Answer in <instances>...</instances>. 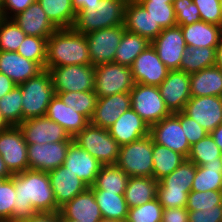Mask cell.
I'll return each mask as SVG.
<instances>
[{
    "label": "cell",
    "mask_w": 222,
    "mask_h": 222,
    "mask_svg": "<svg viewBox=\"0 0 222 222\" xmlns=\"http://www.w3.org/2000/svg\"><path fill=\"white\" fill-rule=\"evenodd\" d=\"M16 202L12 212V222H22L35 213L59 212L47 172L25 170L13 174Z\"/></svg>",
    "instance_id": "6da1fadb"
},
{
    "label": "cell",
    "mask_w": 222,
    "mask_h": 222,
    "mask_svg": "<svg viewBox=\"0 0 222 222\" xmlns=\"http://www.w3.org/2000/svg\"><path fill=\"white\" fill-rule=\"evenodd\" d=\"M18 127L27 145L73 141L62 126L46 116L26 119Z\"/></svg>",
    "instance_id": "5bb4252c"
},
{
    "label": "cell",
    "mask_w": 222,
    "mask_h": 222,
    "mask_svg": "<svg viewBox=\"0 0 222 222\" xmlns=\"http://www.w3.org/2000/svg\"><path fill=\"white\" fill-rule=\"evenodd\" d=\"M163 207L157 197L139 206L129 208L126 222H161Z\"/></svg>",
    "instance_id": "f6af8a7d"
},
{
    "label": "cell",
    "mask_w": 222,
    "mask_h": 222,
    "mask_svg": "<svg viewBox=\"0 0 222 222\" xmlns=\"http://www.w3.org/2000/svg\"><path fill=\"white\" fill-rule=\"evenodd\" d=\"M73 8L77 11L84 9L96 10L98 2L101 0H71Z\"/></svg>",
    "instance_id": "9f6ffc18"
},
{
    "label": "cell",
    "mask_w": 222,
    "mask_h": 222,
    "mask_svg": "<svg viewBox=\"0 0 222 222\" xmlns=\"http://www.w3.org/2000/svg\"><path fill=\"white\" fill-rule=\"evenodd\" d=\"M162 29L177 26L173 2L138 1Z\"/></svg>",
    "instance_id": "ee69618b"
},
{
    "label": "cell",
    "mask_w": 222,
    "mask_h": 222,
    "mask_svg": "<svg viewBox=\"0 0 222 222\" xmlns=\"http://www.w3.org/2000/svg\"><path fill=\"white\" fill-rule=\"evenodd\" d=\"M22 222H60L59 212L35 213L32 217Z\"/></svg>",
    "instance_id": "11a10c76"
},
{
    "label": "cell",
    "mask_w": 222,
    "mask_h": 222,
    "mask_svg": "<svg viewBox=\"0 0 222 222\" xmlns=\"http://www.w3.org/2000/svg\"><path fill=\"white\" fill-rule=\"evenodd\" d=\"M13 176V174L7 168L3 158L0 155V178L2 179H9Z\"/></svg>",
    "instance_id": "91938a15"
},
{
    "label": "cell",
    "mask_w": 222,
    "mask_h": 222,
    "mask_svg": "<svg viewBox=\"0 0 222 222\" xmlns=\"http://www.w3.org/2000/svg\"><path fill=\"white\" fill-rule=\"evenodd\" d=\"M162 222H189L185 207L163 208Z\"/></svg>",
    "instance_id": "db71d44e"
},
{
    "label": "cell",
    "mask_w": 222,
    "mask_h": 222,
    "mask_svg": "<svg viewBox=\"0 0 222 222\" xmlns=\"http://www.w3.org/2000/svg\"><path fill=\"white\" fill-rule=\"evenodd\" d=\"M216 47L187 48L180 63V70L191 75L215 66Z\"/></svg>",
    "instance_id": "74e56055"
},
{
    "label": "cell",
    "mask_w": 222,
    "mask_h": 222,
    "mask_svg": "<svg viewBox=\"0 0 222 222\" xmlns=\"http://www.w3.org/2000/svg\"><path fill=\"white\" fill-rule=\"evenodd\" d=\"M16 202L13 176L9 179L0 178V221L12 222V212Z\"/></svg>",
    "instance_id": "7dc6e473"
},
{
    "label": "cell",
    "mask_w": 222,
    "mask_h": 222,
    "mask_svg": "<svg viewBox=\"0 0 222 222\" xmlns=\"http://www.w3.org/2000/svg\"><path fill=\"white\" fill-rule=\"evenodd\" d=\"M62 166L68 168L90 187L94 184L102 164L72 141Z\"/></svg>",
    "instance_id": "44dd1931"
},
{
    "label": "cell",
    "mask_w": 222,
    "mask_h": 222,
    "mask_svg": "<svg viewBox=\"0 0 222 222\" xmlns=\"http://www.w3.org/2000/svg\"><path fill=\"white\" fill-rule=\"evenodd\" d=\"M48 175L59 208L89 187L76 174L63 166L48 172Z\"/></svg>",
    "instance_id": "603a6c76"
},
{
    "label": "cell",
    "mask_w": 222,
    "mask_h": 222,
    "mask_svg": "<svg viewBox=\"0 0 222 222\" xmlns=\"http://www.w3.org/2000/svg\"><path fill=\"white\" fill-rule=\"evenodd\" d=\"M158 181L153 177H129L124 198L129 208L143 205L155 199Z\"/></svg>",
    "instance_id": "4dcf8cb0"
},
{
    "label": "cell",
    "mask_w": 222,
    "mask_h": 222,
    "mask_svg": "<svg viewBox=\"0 0 222 222\" xmlns=\"http://www.w3.org/2000/svg\"><path fill=\"white\" fill-rule=\"evenodd\" d=\"M55 94H57L66 105L75 108L77 113H81L89 121L91 120L98 98L94 91L61 92Z\"/></svg>",
    "instance_id": "60d3db41"
},
{
    "label": "cell",
    "mask_w": 222,
    "mask_h": 222,
    "mask_svg": "<svg viewBox=\"0 0 222 222\" xmlns=\"http://www.w3.org/2000/svg\"><path fill=\"white\" fill-rule=\"evenodd\" d=\"M196 165L185 159L171 174L158 181L157 199L163 208L186 207Z\"/></svg>",
    "instance_id": "3957f363"
},
{
    "label": "cell",
    "mask_w": 222,
    "mask_h": 222,
    "mask_svg": "<svg viewBox=\"0 0 222 222\" xmlns=\"http://www.w3.org/2000/svg\"><path fill=\"white\" fill-rule=\"evenodd\" d=\"M0 18H3L2 12H1V0H0Z\"/></svg>",
    "instance_id": "003e7915"
},
{
    "label": "cell",
    "mask_w": 222,
    "mask_h": 222,
    "mask_svg": "<svg viewBox=\"0 0 222 222\" xmlns=\"http://www.w3.org/2000/svg\"><path fill=\"white\" fill-rule=\"evenodd\" d=\"M72 141L27 145L29 170L50 172L63 165Z\"/></svg>",
    "instance_id": "e0dca14e"
},
{
    "label": "cell",
    "mask_w": 222,
    "mask_h": 222,
    "mask_svg": "<svg viewBox=\"0 0 222 222\" xmlns=\"http://www.w3.org/2000/svg\"><path fill=\"white\" fill-rule=\"evenodd\" d=\"M216 205H222V190L190 191L186 209L188 211L204 210Z\"/></svg>",
    "instance_id": "bcb514c9"
},
{
    "label": "cell",
    "mask_w": 222,
    "mask_h": 222,
    "mask_svg": "<svg viewBox=\"0 0 222 222\" xmlns=\"http://www.w3.org/2000/svg\"><path fill=\"white\" fill-rule=\"evenodd\" d=\"M59 212L65 218L79 222H99L103 218L90 187L62 206Z\"/></svg>",
    "instance_id": "4316f807"
},
{
    "label": "cell",
    "mask_w": 222,
    "mask_h": 222,
    "mask_svg": "<svg viewBox=\"0 0 222 222\" xmlns=\"http://www.w3.org/2000/svg\"><path fill=\"white\" fill-rule=\"evenodd\" d=\"M131 108L130 92L97 98L90 123L108 129L128 109Z\"/></svg>",
    "instance_id": "ffe728a7"
},
{
    "label": "cell",
    "mask_w": 222,
    "mask_h": 222,
    "mask_svg": "<svg viewBox=\"0 0 222 222\" xmlns=\"http://www.w3.org/2000/svg\"><path fill=\"white\" fill-rule=\"evenodd\" d=\"M173 6L178 26L201 21L199 9L193 0H174Z\"/></svg>",
    "instance_id": "c3c4849f"
},
{
    "label": "cell",
    "mask_w": 222,
    "mask_h": 222,
    "mask_svg": "<svg viewBox=\"0 0 222 222\" xmlns=\"http://www.w3.org/2000/svg\"><path fill=\"white\" fill-rule=\"evenodd\" d=\"M129 176L115 165H102L91 189L124 194Z\"/></svg>",
    "instance_id": "8d00e7d4"
},
{
    "label": "cell",
    "mask_w": 222,
    "mask_h": 222,
    "mask_svg": "<svg viewBox=\"0 0 222 222\" xmlns=\"http://www.w3.org/2000/svg\"><path fill=\"white\" fill-rule=\"evenodd\" d=\"M0 155L12 174L29 169L27 143L18 126L0 131Z\"/></svg>",
    "instance_id": "4fadbf2b"
},
{
    "label": "cell",
    "mask_w": 222,
    "mask_h": 222,
    "mask_svg": "<svg viewBox=\"0 0 222 222\" xmlns=\"http://www.w3.org/2000/svg\"><path fill=\"white\" fill-rule=\"evenodd\" d=\"M150 44L146 38L125 30L116 49L114 63L131 67L135 58Z\"/></svg>",
    "instance_id": "e575fe53"
},
{
    "label": "cell",
    "mask_w": 222,
    "mask_h": 222,
    "mask_svg": "<svg viewBox=\"0 0 222 222\" xmlns=\"http://www.w3.org/2000/svg\"><path fill=\"white\" fill-rule=\"evenodd\" d=\"M76 64H91L86 35L73 28L57 29L47 39L45 69Z\"/></svg>",
    "instance_id": "7a4b0ae2"
},
{
    "label": "cell",
    "mask_w": 222,
    "mask_h": 222,
    "mask_svg": "<svg viewBox=\"0 0 222 222\" xmlns=\"http://www.w3.org/2000/svg\"><path fill=\"white\" fill-rule=\"evenodd\" d=\"M187 48L217 47L222 39V27L204 21L181 26Z\"/></svg>",
    "instance_id": "f1b7e54d"
},
{
    "label": "cell",
    "mask_w": 222,
    "mask_h": 222,
    "mask_svg": "<svg viewBox=\"0 0 222 222\" xmlns=\"http://www.w3.org/2000/svg\"><path fill=\"white\" fill-rule=\"evenodd\" d=\"M26 34L13 19L0 18V51H16Z\"/></svg>",
    "instance_id": "7bdbcfd3"
},
{
    "label": "cell",
    "mask_w": 222,
    "mask_h": 222,
    "mask_svg": "<svg viewBox=\"0 0 222 222\" xmlns=\"http://www.w3.org/2000/svg\"><path fill=\"white\" fill-rule=\"evenodd\" d=\"M48 19L58 28H72L76 10L71 0H37Z\"/></svg>",
    "instance_id": "d6a6232c"
},
{
    "label": "cell",
    "mask_w": 222,
    "mask_h": 222,
    "mask_svg": "<svg viewBox=\"0 0 222 222\" xmlns=\"http://www.w3.org/2000/svg\"><path fill=\"white\" fill-rule=\"evenodd\" d=\"M131 108L149 125H153L171 113L167 109L159 87L135 83L130 91Z\"/></svg>",
    "instance_id": "ba28073f"
},
{
    "label": "cell",
    "mask_w": 222,
    "mask_h": 222,
    "mask_svg": "<svg viewBox=\"0 0 222 222\" xmlns=\"http://www.w3.org/2000/svg\"><path fill=\"white\" fill-rule=\"evenodd\" d=\"M137 1L174 2V0H137Z\"/></svg>",
    "instance_id": "03108f58"
},
{
    "label": "cell",
    "mask_w": 222,
    "mask_h": 222,
    "mask_svg": "<svg viewBox=\"0 0 222 222\" xmlns=\"http://www.w3.org/2000/svg\"><path fill=\"white\" fill-rule=\"evenodd\" d=\"M45 116L62 126L72 138L90 123L83 114L66 105L57 94L52 97Z\"/></svg>",
    "instance_id": "83f0119b"
},
{
    "label": "cell",
    "mask_w": 222,
    "mask_h": 222,
    "mask_svg": "<svg viewBox=\"0 0 222 222\" xmlns=\"http://www.w3.org/2000/svg\"><path fill=\"white\" fill-rule=\"evenodd\" d=\"M189 222H222V205L204 210L188 211Z\"/></svg>",
    "instance_id": "816d5d0a"
},
{
    "label": "cell",
    "mask_w": 222,
    "mask_h": 222,
    "mask_svg": "<svg viewBox=\"0 0 222 222\" xmlns=\"http://www.w3.org/2000/svg\"><path fill=\"white\" fill-rule=\"evenodd\" d=\"M73 141L102 165H115L118 161L121 146L109 134L108 129L89 123Z\"/></svg>",
    "instance_id": "8992f818"
},
{
    "label": "cell",
    "mask_w": 222,
    "mask_h": 222,
    "mask_svg": "<svg viewBox=\"0 0 222 222\" xmlns=\"http://www.w3.org/2000/svg\"><path fill=\"white\" fill-rule=\"evenodd\" d=\"M16 84L11 80L9 77H7L5 74L0 73V99L10 92Z\"/></svg>",
    "instance_id": "6f0895ef"
},
{
    "label": "cell",
    "mask_w": 222,
    "mask_h": 222,
    "mask_svg": "<svg viewBox=\"0 0 222 222\" xmlns=\"http://www.w3.org/2000/svg\"><path fill=\"white\" fill-rule=\"evenodd\" d=\"M152 156L153 178L156 181L171 174L186 159L182 154L154 142Z\"/></svg>",
    "instance_id": "836d02e7"
},
{
    "label": "cell",
    "mask_w": 222,
    "mask_h": 222,
    "mask_svg": "<svg viewBox=\"0 0 222 222\" xmlns=\"http://www.w3.org/2000/svg\"><path fill=\"white\" fill-rule=\"evenodd\" d=\"M134 84L130 67L116 63L95 67L94 92L98 98L130 92Z\"/></svg>",
    "instance_id": "30bf717a"
},
{
    "label": "cell",
    "mask_w": 222,
    "mask_h": 222,
    "mask_svg": "<svg viewBox=\"0 0 222 222\" xmlns=\"http://www.w3.org/2000/svg\"><path fill=\"white\" fill-rule=\"evenodd\" d=\"M42 70L36 62L26 59L16 51H0V73L13 80L17 86Z\"/></svg>",
    "instance_id": "484cf974"
},
{
    "label": "cell",
    "mask_w": 222,
    "mask_h": 222,
    "mask_svg": "<svg viewBox=\"0 0 222 222\" xmlns=\"http://www.w3.org/2000/svg\"><path fill=\"white\" fill-rule=\"evenodd\" d=\"M190 94L191 97H222V69L212 66L191 74Z\"/></svg>",
    "instance_id": "f546056e"
},
{
    "label": "cell",
    "mask_w": 222,
    "mask_h": 222,
    "mask_svg": "<svg viewBox=\"0 0 222 222\" xmlns=\"http://www.w3.org/2000/svg\"><path fill=\"white\" fill-rule=\"evenodd\" d=\"M179 121L181 126L184 127V135L190 145H193L209 134L200 124L186 115L183 111L179 112Z\"/></svg>",
    "instance_id": "f907efd6"
},
{
    "label": "cell",
    "mask_w": 222,
    "mask_h": 222,
    "mask_svg": "<svg viewBox=\"0 0 222 222\" xmlns=\"http://www.w3.org/2000/svg\"><path fill=\"white\" fill-rule=\"evenodd\" d=\"M153 139L150 135L120 147L116 165L129 177H153Z\"/></svg>",
    "instance_id": "52a82bcc"
},
{
    "label": "cell",
    "mask_w": 222,
    "mask_h": 222,
    "mask_svg": "<svg viewBox=\"0 0 222 222\" xmlns=\"http://www.w3.org/2000/svg\"><path fill=\"white\" fill-rule=\"evenodd\" d=\"M210 135L215 140V143L219 146L222 151V124L215 128Z\"/></svg>",
    "instance_id": "680465c9"
},
{
    "label": "cell",
    "mask_w": 222,
    "mask_h": 222,
    "mask_svg": "<svg viewBox=\"0 0 222 222\" xmlns=\"http://www.w3.org/2000/svg\"><path fill=\"white\" fill-rule=\"evenodd\" d=\"M49 71L55 93L94 91L95 67L91 64L58 66Z\"/></svg>",
    "instance_id": "9c48e42d"
},
{
    "label": "cell",
    "mask_w": 222,
    "mask_h": 222,
    "mask_svg": "<svg viewBox=\"0 0 222 222\" xmlns=\"http://www.w3.org/2000/svg\"><path fill=\"white\" fill-rule=\"evenodd\" d=\"M35 1L36 0H1V12L3 18L12 19Z\"/></svg>",
    "instance_id": "f5cc1de1"
},
{
    "label": "cell",
    "mask_w": 222,
    "mask_h": 222,
    "mask_svg": "<svg viewBox=\"0 0 222 222\" xmlns=\"http://www.w3.org/2000/svg\"><path fill=\"white\" fill-rule=\"evenodd\" d=\"M130 68L135 83L157 87L169 72L151 44L135 58Z\"/></svg>",
    "instance_id": "2e32d148"
},
{
    "label": "cell",
    "mask_w": 222,
    "mask_h": 222,
    "mask_svg": "<svg viewBox=\"0 0 222 222\" xmlns=\"http://www.w3.org/2000/svg\"><path fill=\"white\" fill-rule=\"evenodd\" d=\"M183 112L210 134L222 124V97H191L185 104Z\"/></svg>",
    "instance_id": "ac0fdd59"
},
{
    "label": "cell",
    "mask_w": 222,
    "mask_h": 222,
    "mask_svg": "<svg viewBox=\"0 0 222 222\" xmlns=\"http://www.w3.org/2000/svg\"><path fill=\"white\" fill-rule=\"evenodd\" d=\"M99 222H126V221L102 218Z\"/></svg>",
    "instance_id": "e7e4bbea"
},
{
    "label": "cell",
    "mask_w": 222,
    "mask_h": 222,
    "mask_svg": "<svg viewBox=\"0 0 222 222\" xmlns=\"http://www.w3.org/2000/svg\"><path fill=\"white\" fill-rule=\"evenodd\" d=\"M103 218L126 221L129 207L124 194L92 189Z\"/></svg>",
    "instance_id": "1f68e13d"
},
{
    "label": "cell",
    "mask_w": 222,
    "mask_h": 222,
    "mask_svg": "<svg viewBox=\"0 0 222 222\" xmlns=\"http://www.w3.org/2000/svg\"><path fill=\"white\" fill-rule=\"evenodd\" d=\"M222 156V151L215 143L213 137L208 134L203 139L191 145L188 160L196 166H202L205 163L217 162Z\"/></svg>",
    "instance_id": "ab89813d"
},
{
    "label": "cell",
    "mask_w": 222,
    "mask_h": 222,
    "mask_svg": "<svg viewBox=\"0 0 222 222\" xmlns=\"http://www.w3.org/2000/svg\"><path fill=\"white\" fill-rule=\"evenodd\" d=\"M149 135L156 144L182 154L186 159L189 156L191 145L184 135V127L179 121V112L171 113L161 121L150 126Z\"/></svg>",
    "instance_id": "7c38bea8"
},
{
    "label": "cell",
    "mask_w": 222,
    "mask_h": 222,
    "mask_svg": "<svg viewBox=\"0 0 222 222\" xmlns=\"http://www.w3.org/2000/svg\"><path fill=\"white\" fill-rule=\"evenodd\" d=\"M129 0H101L96 10L84 9L76 12L73 29L87 34L103 28L124 25L125 9Z\"/></svg>",
    "instance_id": "277c9868"
},
{
    "label": "cell",
    "mask_w": 222,
    "mask_h": 222,
    "mask_svg": "<svg viewBox=\"0 0 222 222\" xmlns=\"http://www.w3.org/2000/svg\"><path fill=\"white\" fill-rule=\"evenodd\" d=\"M215 66L222 69V39L220 41V44L216 47Z\"/></svg>",
    "instance_id": "94428289"
},
{
    "label": "cell",
    "mask_w": 222,
    "mask_h": 222,
    "mask_svg": "<svg viewBox=\"0 0 222 222\" xmlns=\"http://www.w3.org/2000/svg\"><path fill=\"white\" fill-rule=\"evenodd\" d=\"M9 125L6 123V121L3 119L1 113H0V131H3L7 129Z\"/></svg>",
    "instance_id": "6125c7cd"
},
{
    "label": "cell",
    "mask_w": 222,
    "mask_h": 222,
    "mask_svg": "<svg viewBox=\"0 0 222 222\" xmlns=\"http://www.w3.org/2000/svg\"><path fill=\"white\" fill-rule=\"evenodd\" d=\"M47 39L26 35L17 52L26 59L36 62L42 69H45Z\"/></svg>",
    "instance_id": "b9f144b4"
},
{
    "label": "cell",
    "mask_w": 222,
    "mask_h": 222,
    "mask_svg": "<svg viewBox=\"0 0 222 222\" xmlns=\"http://www.w3.org/2000/svg\"><path fill=\"white\" fill-rule=\"evenodd\" d=\"M222 190V158L217 162L196 166L191 191Z\"/></svg>",
    "instance_id": "d590c367"
},
{
    "label": "cell",
    "mask_w": 222,
    "mask_h": 222,
    "mask_svg": "<svg viewBox=\"0 0 222 222\" xmlns=\"http://www.w3.org/2000/svg\"><path fill=\"white\" fill-rule=\"evenodd\" d=\"M124 27L126 31L138 34L149 42H152L163 30L137 0L127 2Z\"/></svg>",
    "instance_id": "7402d4cb"
},
{
    "label": "cell",
    "mask_w": 222,
    "mask_h": 222,
    "mask_svg": "<svg viewBox=\"0 0 222 222\" xmlns=\"http://www.w3.org/2000/svg\"><path fill=\"white\" fill-rule=\"evenodd\" d=\"M12 19L29 36L48 38L58 29L37 0Z\"/></svg>",
    "instance_id": "d4e9b609"
},
{
    "label": "cell",
    "mask_w": 222,
    "mask_h": 222,
    "mask_svg": "<svg viewBox=\"0 0 222 222\" xmlns=\"http://www.w3.org/2000/svg\"><path fill=\"white\" fill-rule=\"evenodd\" d=\"M22 91L15 86L0 99V113L9 126H19L23 122Z\"/></svg>",
    "instance_id": "f35d334b"
},
{
    "label": "cell",
    "mask_w": 222,
    "mask_h": 222,
    "mask_svg": "<svg viewBox=\"0 0 222 222\" xmlns=\"http://www.w3.org/2000/svg\"><path fill=\"white\" fill-rule=\"evenodd\" d=\"M59 221L60 222H79L77 220L65 218L60 212H59Z\"/></svg>",
    "instance_id": "be15d7a7"
},
{
    "label": "cell",
    "mask_w": 222,
    "mask_h": 222,
    "mask_svg": "<svg viewBox=\"0 0 222 222\" xmlns=\"http://www.w3.org/2000/svg\"><path fill=\"white\" fill-rule=\"evenodd\" d=\"M151 45L169 70H180L181 59L187 50L181 26L163 29Z\"/></svg>",
    "instance_id": "9a60e30c"
},
{
    "label": "cell",
    "mask_w": 222,
    "mask_h": 222,
    "mask_svg": "<svg viewBox=\"0 0 222 222\" xmlns=\"http://www.w3.org/2000/svg\"><path fill=\"white\" fill-rule=\"evenodd\" d=\"M124 31V25H119L85 34L91 65L96 67L101 64L114 63L116 49Z\"/></svg>",
    "instance_id": "8fae6325"
},
{
    "label": "cell",
    "mask_w": 222,
    "mask_h": 222,
    "mask_svg": "<svg viewBox=\"0 0 222 222\" xmlns=\"http://www.w3.org/2000/svg\"><path fill=\"white\" fill-rule=\"evenodd\" d=\"M161 97L170 113L184 110L191 98L190 75L181 70H169L164 81L158 86Z\"/></svg>",
    "instance_id": "d6986e66"
},
{
    "label": "cell",
    "mask_w": 222,
    "mask_h": 222,
    "mask_svg": "<svg viewBox=\"0 0 222 222\" xmlns=\"http://www.w3.org/2000/svg\"><path fill=\"white\" fill-rule=\"evenodd\" d=\"M200 12L201 21L222 27V8L220 0H193Z\"/></svg>",
    "instance_id": "681fc988"
},
{
    "label": "cell",
    "mask_w": 222,
    "mask_h": 222,
    "mask_svg": "<svg viewBox=\"0 0 222 222\" xmlns=\"http://www.w3.org/2000/svg\"><path fill=\"white\" fill-rule=\"evenodd\" d=\"M19 86L22 91L23 121L45 116L48 105L55 95L50 71L43 69Z\"/></svg>",
    "instance_id": "5b68a950"
},
{
    "label": "cell",
    "mask_w": 222,
    "mask_h": 222,
    "mask_svg": "<svg viewBox=\"0 0 222 222\" xmlns=\"http://www.w3.org/2000/svg\"><path fill=\"white\" fill-rule=\"evenodd\" d=\"M150 126L132 109L125 111L112 126L109 134L122 146L149 135Z\"/></svg>",
    "instance_id": "cb8c5ba5"
}]
</instances>
